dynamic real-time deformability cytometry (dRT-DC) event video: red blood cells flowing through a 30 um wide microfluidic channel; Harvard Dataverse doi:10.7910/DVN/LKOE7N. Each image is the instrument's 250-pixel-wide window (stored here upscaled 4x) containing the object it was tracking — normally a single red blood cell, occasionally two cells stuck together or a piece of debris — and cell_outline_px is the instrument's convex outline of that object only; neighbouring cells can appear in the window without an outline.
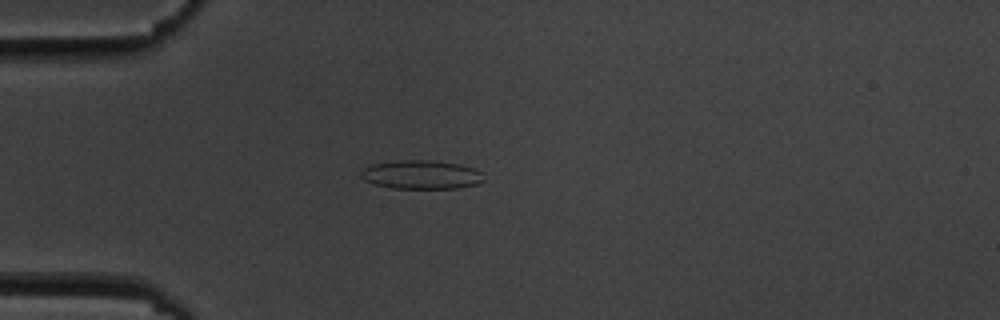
{"species": "common noctule bat (a hibernating species)", "species_latin": "Nyctalus noctula", "temperature_condition": "cold", "stored_images_in_passage": 4, "camera_frame_rate_fps": 3000, "um_per_image_px": 0.085, "animal": {"sex": "male", "body_mass_g": 19.5, "forearm_length_mm": 54.6}, "frame": {"image": 1, "passage_image": 4, "time_ms": 3.333, "image_size_px": [1000, 320], "cell_outline_px": [[484, 180], [476, 184], [456, 188], [392, 188], [376, 184], [364, 180], [360, 176], [360, 172], [364, 168], [372, 164], [396, 160], [432, 160], [460, 164], [476, 168], [480, 172]], "centroid_in_image_um": [35.8, 14.83], "position_along_channel_um": 49.2, "area_um2": 20.58}}